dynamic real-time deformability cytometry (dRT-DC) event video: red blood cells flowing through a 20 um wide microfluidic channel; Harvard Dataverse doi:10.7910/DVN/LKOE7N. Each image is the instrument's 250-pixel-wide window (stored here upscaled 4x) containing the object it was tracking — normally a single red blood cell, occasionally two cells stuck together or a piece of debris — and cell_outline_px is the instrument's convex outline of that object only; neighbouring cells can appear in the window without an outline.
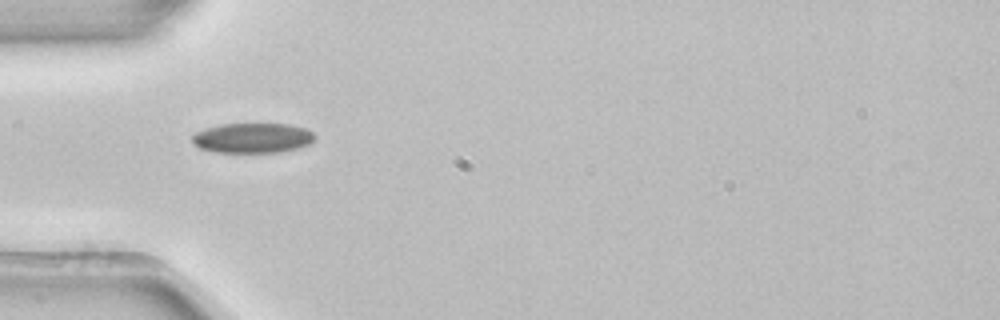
{"species": "common noctule bat (a hibernating species)", "species_latin": "Nyctalus noctula", "temperature_condition": "room temperature", "stored_images_in_passage": 2, "camera_frame_rate_fps": 3000, "um_per_image_px": 0.085, "animal": {"sex": "female", "body_mass_g": 22.7, "forearm_length_mm": 54.2}, "frame": {"image": 1, "passage_image": 1, "time_ms": 0.0, "image_size_px": [1000, 320], "cell_outline_px": [[316, 136], [308, 144], [300, 148], [280, 152], [216, 152], [200, 148], [192, 140], [192, 136], [196, 132], [204, 128], [220, 124], [292, 124], [304, 128], [312, 132]], "centroid_in_image_um": [21.48, 11.72], "position_along_channel_um": 63.5, "area_um2": 21.39}}